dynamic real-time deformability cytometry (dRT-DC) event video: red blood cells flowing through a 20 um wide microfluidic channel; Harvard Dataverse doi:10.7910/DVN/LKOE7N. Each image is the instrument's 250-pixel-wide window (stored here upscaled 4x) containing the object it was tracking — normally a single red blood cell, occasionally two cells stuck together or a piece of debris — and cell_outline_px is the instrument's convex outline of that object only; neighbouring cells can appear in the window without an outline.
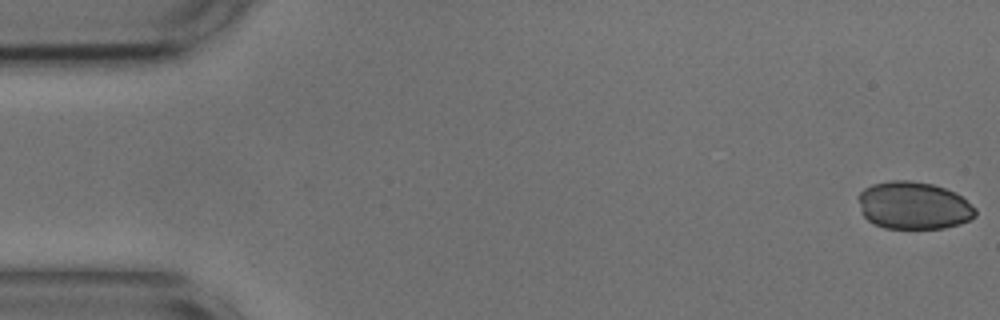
{"species": "common noctule bat (a hibernating species)", "species_latin": "Nyctalus noctula", "temperature_condition": "cold", "stored_images_in_passage": 50, "camera_frame_rate_fps": 3000, "um_per_image_px": 0.085, "animal": {"sex": "male", "body_mass_g": 17.9, "forearm_length_mm": 54.2}, "frame": {"image": 1, "passage_image": 1, "time_ms": 0.0, "image_size_px": [1000, 320], "cell_outline_px": [[976, 216], [960, 224], [944, 228], [884, 228], [872, 224], [860, 212], [860, 192], [864, 188], [872, 184], [892, 180], [908, 180], [932, 184], [956, 192], [976, 208]], "centroid_in_image_um": [77.66, 17.47], "position_along_channel_um": 7.3, "area_um2": 32.48}}